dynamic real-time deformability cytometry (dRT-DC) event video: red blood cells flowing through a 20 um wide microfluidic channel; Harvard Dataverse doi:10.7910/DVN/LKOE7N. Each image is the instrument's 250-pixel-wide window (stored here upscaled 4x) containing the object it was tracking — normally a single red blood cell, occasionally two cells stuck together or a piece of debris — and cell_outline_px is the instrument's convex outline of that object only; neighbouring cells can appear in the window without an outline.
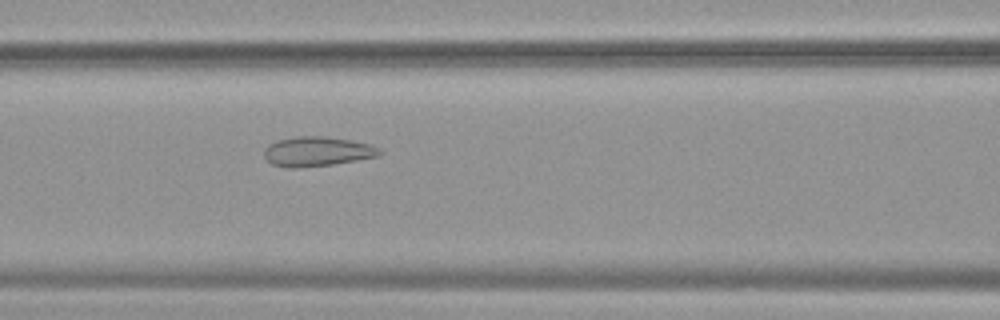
{"species": "common noctule bat (a hibernating species)", "species_latin": "Nyctalus noctula", "temperature_condition": "warm", "stored_images_in_passage": 54, "camera_frame_rate_fps": 3000, "um_per_image_px": 0.085, "animal": {"sex": "female", "body_mass_g": 19.9}, "frame": {"image": 1, "passage_image": 24, "time_ms": 7.667, "image_size_px": [1000, 320], "cell_outline_px": [[384, 152], [380, 156], [332, 164], [292, 168], [288, 168], [272, 164], [264, 156], [264, 148], [268, 144], [276, 140], [292, 136], [324, 136], [352, 140], [372, 144], [380, 148]], "centroid_in_image_um": [26.98, 12.86], "position_along_channel_um": 139.6, "area_um2": 20.17}}
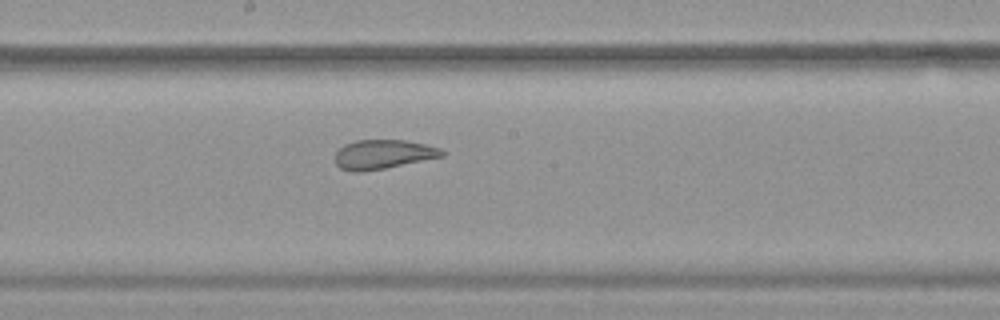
{"frame": {"image": 2, "passage_image": 30, "time_ms": 9.667, "image_size_px": [1000, 320], "cell_outline_px": [[444, 156], [384, 168], [360, 172], [352, 172], [340, 168], [336, 164], [336, 152], [344, 144], [356, 140], [404, 140], [424, 144], [440, 148], [444, 152]], "centroid_in_image_um": [32.54, 13.12], "position_along_channel_um": 215.7, "area_um2": 18.03}}
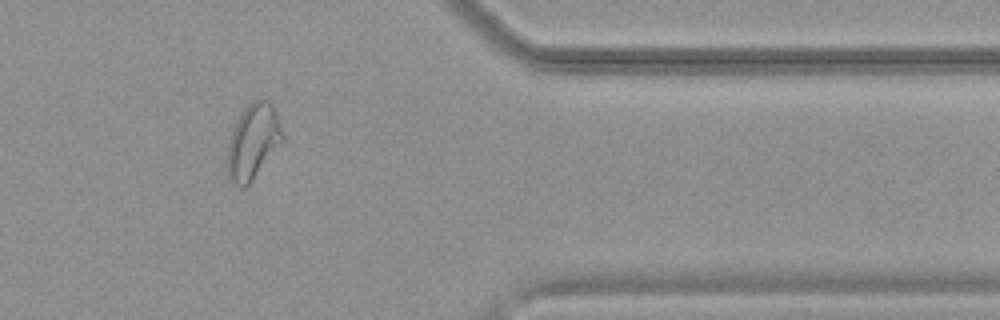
{"frame": {"image": 3, "passage_image": 45, "time_ms": 14.667, "image_size_px": [1000, 320], "cell_outline_px": [[284, 140], [252, 180], [244, 188], [240, 188], [228, 184], [224, 168], [224, 160], [228, 140], [232, 128], [240, 112], [248, 104], [256, 100], [268, 100], [272, 104], [276, 112], [284, 136]], "centroid_in_image_um": [21.41, 12.11], "position_along_channel_um": 390.0, "area_um2": 25.09}, "authors_computed_cell_mechanics": {"area_um2": 24.9696, "velocity_mm_per_s": 3.8191, "shape_relaxation_time_tau1_ms": null, "shape_relaxation_time_tau2_ms": 1.0652, "deformation_change_tau1": null, "deformation_change_tau2": 0.0891}}